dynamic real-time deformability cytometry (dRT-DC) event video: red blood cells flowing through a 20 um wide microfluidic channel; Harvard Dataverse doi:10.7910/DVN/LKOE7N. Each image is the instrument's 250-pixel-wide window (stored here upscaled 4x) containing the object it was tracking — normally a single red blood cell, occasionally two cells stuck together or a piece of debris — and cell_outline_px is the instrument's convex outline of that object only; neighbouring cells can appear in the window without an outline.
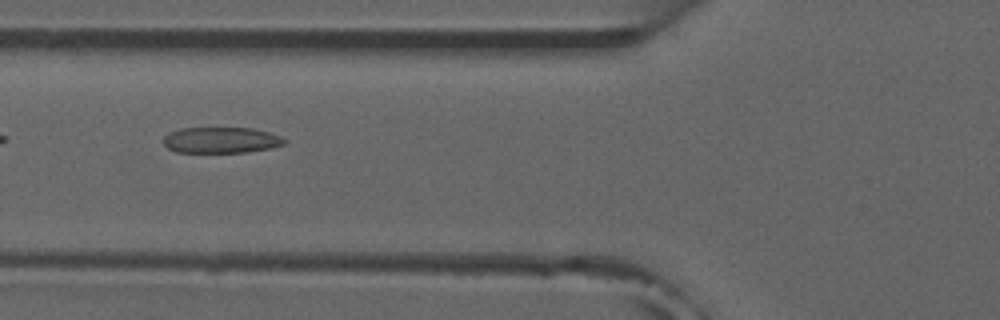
{"species": "common noctule bat (a hibernating species)", "species_latin": "Nyctalus noctula", "temperature_condition": "room temperature", "stored_images_in_passage": 8, "camera_frame_rate_fps": 3000, "um_per_image_px": 0.085, "animal": {"sex": "male", "forearm_length_mm": 52.5}, "frame": {"image": 1, "passage_image": 5, "time_ms": 5.667, "image_size_px": [1000, 320], "cell_outline_px": [[288, 140], [284, 144], [268, 148], [244, 152], [176, 152], [168, 148], [160, 140], [168, 132], [180, 128], [252, 128], [268, 132], [280, 136]], "centroid_in_image_um": [18.73, 11.9], "position_along_channel_um": 107.1, "area_um2": 18.32}}
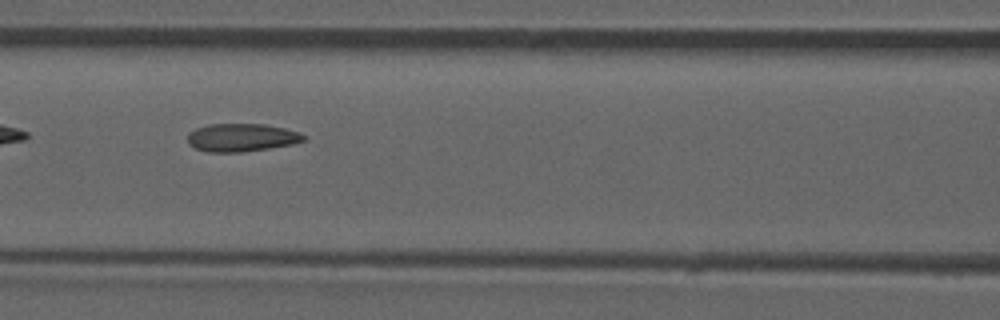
{"frame": {"image": 2, "passage_image": 6, "time_ms": 6.667, "image_size_px": [1000, 320], "cell_outline_px": [[308, 136], [304, 140], [292, 144], [244, 152], [208, 152], [196, 148], [188, 144], [188, 132], [196, 128], [208, 124], [264, 124], [284, 128], [300, 132]], "centroid_in_image_um": [20.53, 11.69], "position_along_channel_um": 146.1, "area_um2": 19.02}}